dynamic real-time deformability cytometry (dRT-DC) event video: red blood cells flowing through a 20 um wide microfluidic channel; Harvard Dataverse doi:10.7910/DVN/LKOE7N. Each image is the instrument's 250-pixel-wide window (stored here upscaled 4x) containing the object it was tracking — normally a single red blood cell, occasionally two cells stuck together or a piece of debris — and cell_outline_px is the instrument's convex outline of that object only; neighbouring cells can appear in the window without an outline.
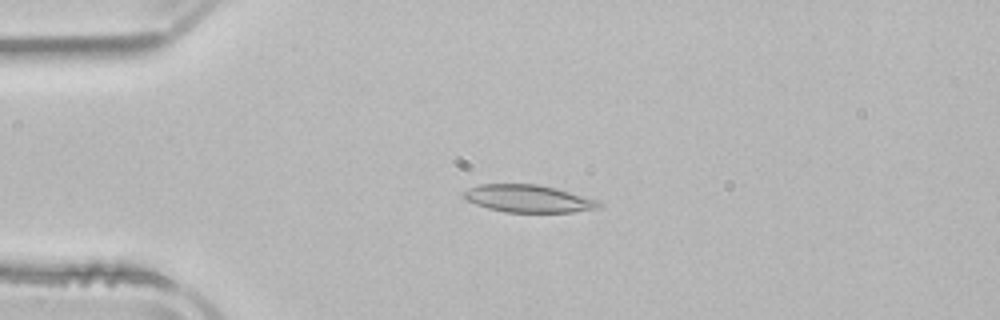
{"species": "common noctule bat (a hibernating species)", "species_latin": "Nyctalus noctula", "temperature_condition": "room temperature", "stored_images_in_passage": 7, "camera_frame_rate_fps": 3000, "um_per_image_px": 0.085, "animal": {"sex": "male", "body_mass_g": 21.5, "forearm_length_mm": 52.0}, "frame": {"image": 1, "passage_image": 4, "time_ms": 3.333, "image_size_px": [1000, 320], "cell_outline_px": [[600, 204], [596, 208], [572, 212], [504, 212], [488, 208], [476, 204], [468, 200], [464, 196], [464, 192], [468, 188], [480, 184], [536, 184], [556, 188], [600, 200]], "centroid_in_image_um": [44.91, 16.88], "position_along_channel_um": 40.1, "area_um2": 21.44}}
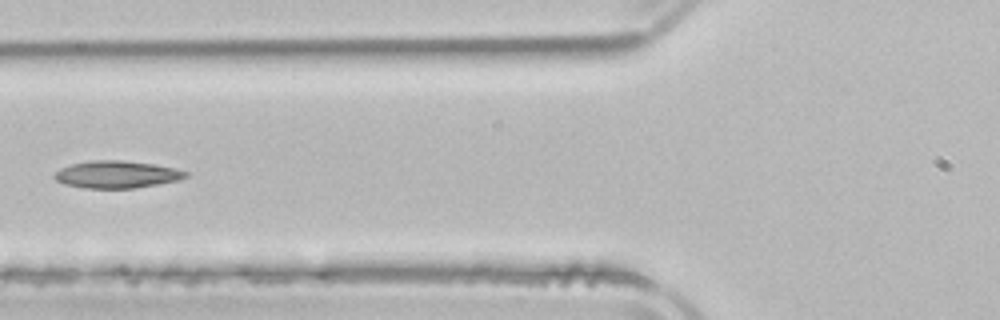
{"frame": {"image": 2, "passage_image": 6, "time_ms": 6.0, "image_size_px": [1000, 320], "cell_outline_px": [[188, 176], [176, 180], [156, 184], [132, 188], [84, 188], [64, 184], [56, 180], [52, 176], [60, 168], [68, 164], [92, 160], [120, 160], [152, 164], [176, 168], [188, 172]], "centroid_in_image_um": [9.86, 14.82], "position_along_channel_um": 115.9, "area_um2": 20.75}}
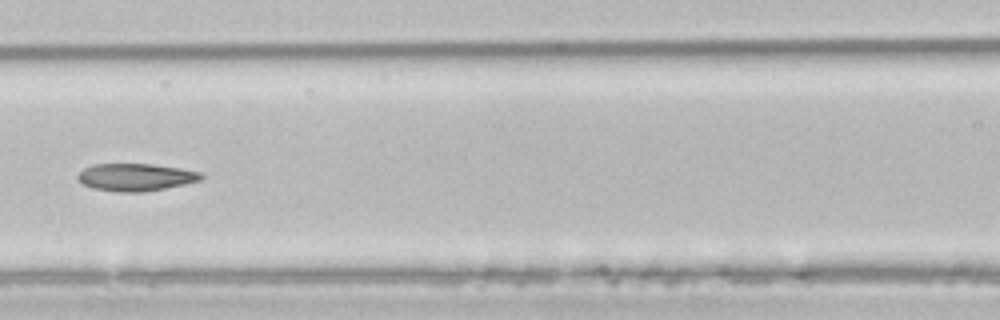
{"frame": {"image": 3, "passage_image": 7, "time_ms": 7.0, "image_size_px": [1000, 320], "cell_outline_px": [[204, 176], [200, 180], [184, 184], [164, 188], [140, 192], [116, 192], [92, 188], [84, 184], [76, 176], [84, 168], [92, 164], [152, 164], [180, 168], [200, 172]], "centroid_in_image_um": [11.52, 15.05], "position_along_channel_um": 155.1, "area_um2": 19.59}}